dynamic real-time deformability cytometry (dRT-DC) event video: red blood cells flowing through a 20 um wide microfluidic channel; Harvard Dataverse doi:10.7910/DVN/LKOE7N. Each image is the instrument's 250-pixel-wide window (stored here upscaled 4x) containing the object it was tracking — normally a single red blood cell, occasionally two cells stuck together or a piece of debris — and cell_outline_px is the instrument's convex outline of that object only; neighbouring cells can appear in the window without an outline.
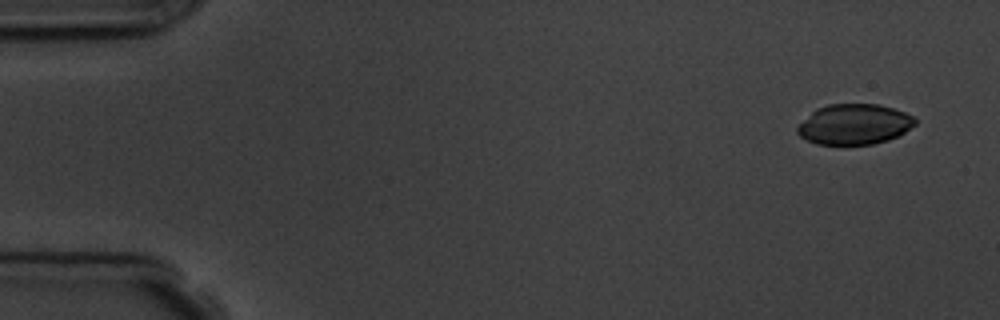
{"species": "common noctule bat (a hibernating species)", "species_latin": "Nyctalus noctula", "temperature_condition": "room temperature", "stored_images_in_passage": 8, "camera_frame_rate_fps": 3000, "um_per_image_px": 0.085, "animal": {"sex": "male", "body_mass_g": 19.5, "forearm_length_mm": 54.6}, "frame": {"image": 1, "passage_image": 1, "time_ms": 0.0, "image_size_px": [1000, 320], "cell_outline_px": [[916, 124], [900, 136], [888, 140], [872, 144], [816, 144], [800, 136], [796, 132], [796, 128], [816, 108], [828, 104], [880, 104], [904, 112], [912, 116], [916, 120]], "centroid_in_image_um": [72.63, 10.56], "position_along_channel_um": 12.4, "area_um2": 27.69}}
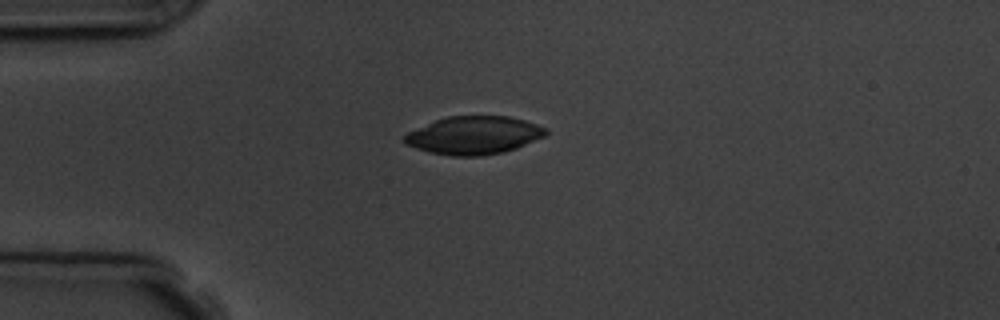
{"frame": {"image": 2, "passage_image": 4, "time_ms": 3.667, "image_size_px": [1000, 320], "cell_outline_px": [[548, 132], [544, 136], [516, 148], [504, 152], [480, 156], [452, 156], [428, 152], [404, 144], [400, 140], [408, 132], [436, 120], [448, 116], [508, 116], [524, 120], [548, 128]], "centroid_in_image_um": [40.26, 11.51], "position_along_channel_um": 44.7, "area_um2": 31.33}}